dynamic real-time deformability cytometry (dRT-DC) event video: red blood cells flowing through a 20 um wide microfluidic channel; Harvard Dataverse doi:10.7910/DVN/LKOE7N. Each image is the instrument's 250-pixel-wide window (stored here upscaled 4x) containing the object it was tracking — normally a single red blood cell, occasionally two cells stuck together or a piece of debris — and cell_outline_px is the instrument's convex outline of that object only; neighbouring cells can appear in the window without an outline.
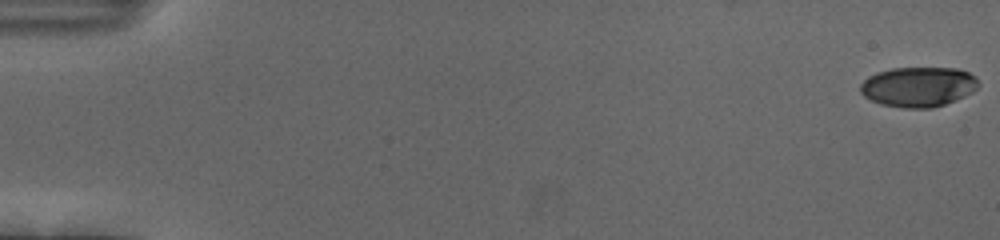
{"species": "human", "species_latin": "Homo sapiens", "temperature_condition": "cold", "stored_images_in_passage": 56, "camera_frame_rate_fps": 3000, "um_per_image_px": 0.085, "donor": {"sex": "female"}, "frame": {"image": 1, "passage_image": 1, "time_ms": 0.0, "image_size_px": [1000, 240], "cell_outline_px": [[980, 84], [972, 92], [956, 100], [932, 108], [904, 108], [880, 104], [864, 96], [860, 92], [860, 84], [868, 76], [876, 72], [892, 68], [956, 68], [968, 72], [976, 76]], "centroid_in_image_um": [78.05, 7.37], "position_along_channel_um": 6.9, "area_um2": 27.63}}
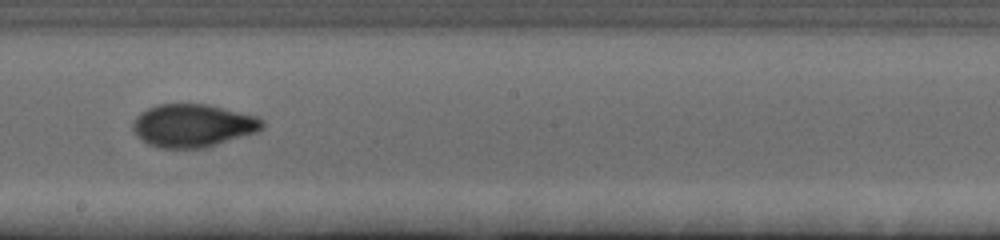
{"frame": {"image": 2, "passage_image": 33, "time_ms": 10.667, "image_size_px": [1000, 240], "cell_outline_px": [[264, 128], [256, 132], [204, 148], [160, 148], [148, 144], [140, 140], [136, 136], [132, 128], [132, 120], [140, 112], [156, 104], [208, 104], [256, 116], [264, 120]], "centroid_in_image_um": [16.35, 10.67], "position_along_channel_um": 231.8, "area_um2": 32.6}}
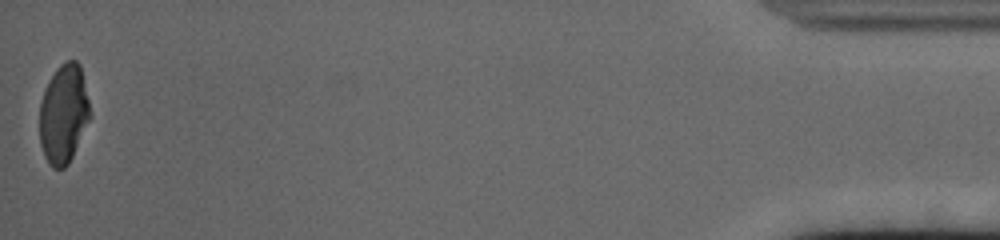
{"frame": {"image": 3, "passage_image": 56, "time_ms": 18.333, "image_size_px": [1000, 240], "cell_outline_px": [[92, 116], [68, 164], [64, 168], [52, 168], [48, 164], [44, 156], [40, 144], [40, 100], [44, 88], [56, 68], [60, 64], [68, 60], [76, 60], [80, 64]], "centroid_in_image_um": [5.4, 9.68], "position_along_channel_um": 429.8, "area_um2": 29.36}, "authors_computed_cell_mechanics": {"area_um2": 30.8074, "velocity_mm_per_s": 3.7082, "shape_relaxation_time_tau1_ms": 5.2404, "shape_relaxation_time_tau2_ms": 1.3597, "deformation_change_tau1": 0.1779, "deformation_change_tau2": 0.0587}}